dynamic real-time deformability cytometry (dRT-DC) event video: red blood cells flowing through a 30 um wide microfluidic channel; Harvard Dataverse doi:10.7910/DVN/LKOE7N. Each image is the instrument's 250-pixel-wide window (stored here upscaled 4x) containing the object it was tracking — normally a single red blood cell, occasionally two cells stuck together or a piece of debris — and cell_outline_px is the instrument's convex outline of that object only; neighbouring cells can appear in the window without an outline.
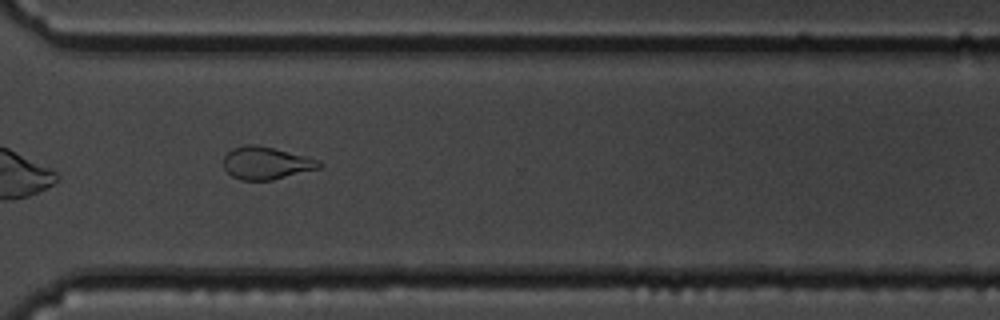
{"species": "common noctule bat (a hibernating species)", "species_latin": "Nyctalus noctula", "temperature_condition": "cold", "stored_images_in_passage": 15, "camera_frame_rate_fps": 3000, "um_per_image_px": 0.085, "animal": {"sex": "male", "body_mass_g": 19.5, "forearm_length_mm": 54.6}, "frame": {"image": 1, "passage_image": 11, "time_ms": 12.333, "image_size_px": [1000, 320], "cell_outline_px": [[324, 164], [320, 168], [272, 180], [240, 180], [232, 176], [224, 168], [224, 156], [232, 148], [244, 144], [252, 144], [272, 148], [320, 160]], "centroid_in_image_um": [22.62, 13.86], "position_along_channel_um": 348.0, "area_um2": 18.03}, "authors_computed_cell_mechanics": {"area_um2": 17.051, "velocity_mm_per_s": 3.4893, "shape_relaxation_time_tau1_ms": null, "shape_relaxation_time_tau2_ms": 5.1363, "deformation_change_tau1": null, "deformation_change_tau2": 0.1167}}